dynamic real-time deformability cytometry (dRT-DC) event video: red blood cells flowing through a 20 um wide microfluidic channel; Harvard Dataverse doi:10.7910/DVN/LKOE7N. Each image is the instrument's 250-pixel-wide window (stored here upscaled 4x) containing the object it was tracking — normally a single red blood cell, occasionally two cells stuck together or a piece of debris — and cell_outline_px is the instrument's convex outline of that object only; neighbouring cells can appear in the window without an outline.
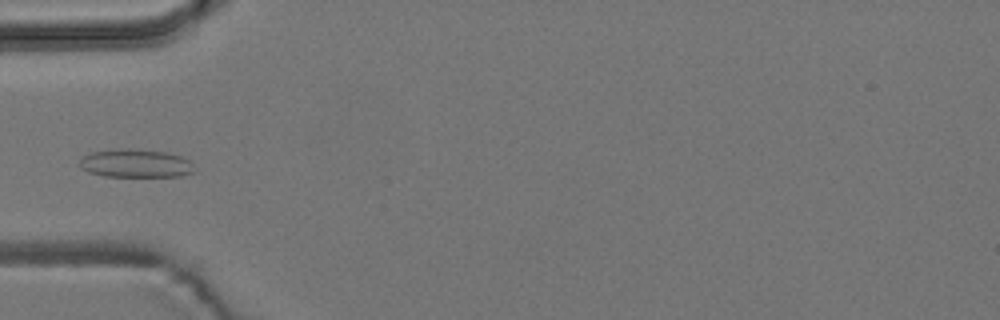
{"species": "common noctule bat (a hibernating species)", "species_latin": "Nyctalus noctula", "temperature_condition": "room temperature", "stored_images_in_passage": 4, "camera_frame_rate_fps": 3000, "um_per_image_px": 0.085, "animal": {"sex": "male", "body_mass_g": 19.2, "forearm_length_mm": 51.8}, "frame": {"image": 1, "passage_image": 3, "time_ms": 3.333, "image_size_px": [1000, 320], "cell_outline_px": [[196, 168], [192, 172], [180, 176], [104, 176], [88, 172], [80, 168], [80, 160], [84, 156], [92, 152], [120, 148], [128, 148], [164, 152], [180, 156], [192, 160]], "centroid_in_image_um": [11.55, 13.88], "position_along_channel_um": 73.4, "area_um2": 18.96}}